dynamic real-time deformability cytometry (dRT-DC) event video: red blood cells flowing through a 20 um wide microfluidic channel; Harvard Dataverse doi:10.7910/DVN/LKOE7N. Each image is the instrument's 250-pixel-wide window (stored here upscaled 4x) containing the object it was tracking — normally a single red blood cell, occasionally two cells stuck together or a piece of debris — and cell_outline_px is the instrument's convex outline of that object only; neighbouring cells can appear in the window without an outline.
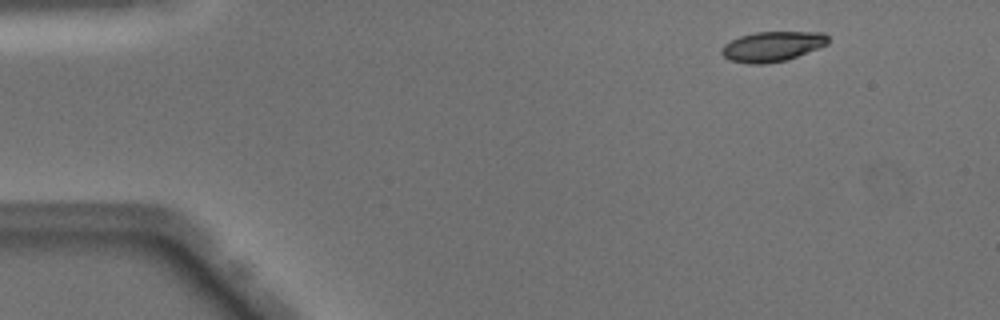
{"species": "Egyptian fruit bat (a non-hibernating species)", "species_latin": "Rousettus aegyptiacus", "temperature_condition": "warm", "stored_images_in_passage": 45, "camera_frame_rate_fps": 3000, "um_per_image_px": 0.085, "animal": {"sex": "male"}, "frame": {"image": 1, "passage_image": 1, "time_ms": 0.0, "image_size_px": [1000, 320], "cell_outline_px": [[828, 44], [788, 60], [764, 64], [748, 64], [732, 60], [724, 56], [720, 52], [720, 48], [724, 44], [740, 36], [756, 32], [824, 32], [828, 36]], "centroid_in_image_um": [65.65, 3.95], "position_along_channel_um": 19.4, "area_um2": 18.67}}
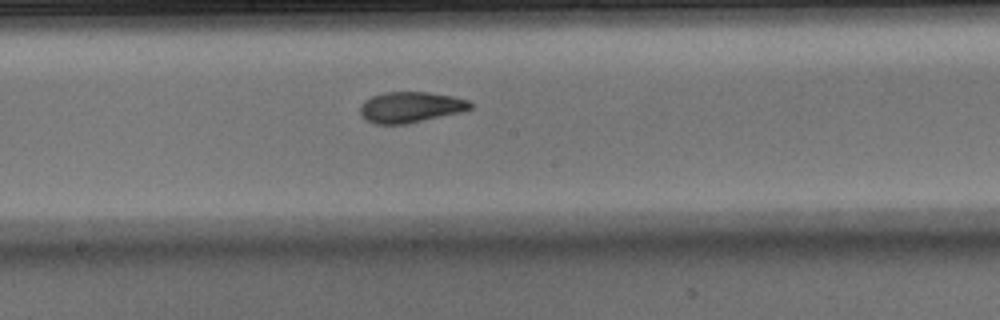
{"frame": {"image": 2, "passage_image": 22, "time_ms": 7.0, "image_size_px": [1000, 320], "cell_outline_px": [[472, 108], [460, 112], [408, 124], [376, 124], [364, 120], [360, 112], [360, 104], [364, 100], [372, 96], [384, 92], [428, 92], [452, 96], [468, 100], [472, 104]], "centroid_in_image_um": [34.86, 9.11], "position_along_channel_um": 213.3, "area_um2": 19.88}}
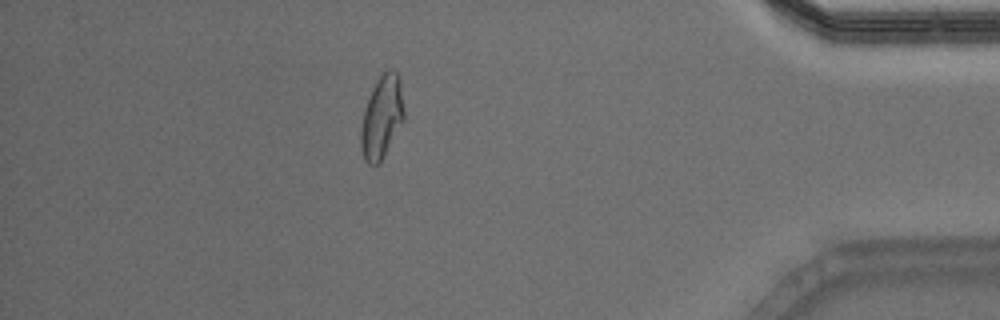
{"frame": {"image": 3, "passage_image": 39, "time_ms": 12.667, "image_size_px": [1000, 320], "cell_outline_px": [[404, 120], [380, 164], [368, 164], [364, 160], [360, 148], [360, 132], [364, 108], [372, 88], [376, 80], [388, 68], [392, 68], [400, 76], [404, 108]], "centroid_in_image_um": [32.45, 9.95], "position_along_channel_um": 402.7, "area_um2": 21.21}, "authors_computed_cell_mechanics": {"area_um2": 19.941, "velocity_mm_per_s": 4.0721, "shape_relaxation_time_tau1_ms": 6.8668, "shape_relaxation_time_tau2_ms": 1.5627, "deformation_change_tau1": 0.2152, "deformation_change_tau2": 0.0752}}